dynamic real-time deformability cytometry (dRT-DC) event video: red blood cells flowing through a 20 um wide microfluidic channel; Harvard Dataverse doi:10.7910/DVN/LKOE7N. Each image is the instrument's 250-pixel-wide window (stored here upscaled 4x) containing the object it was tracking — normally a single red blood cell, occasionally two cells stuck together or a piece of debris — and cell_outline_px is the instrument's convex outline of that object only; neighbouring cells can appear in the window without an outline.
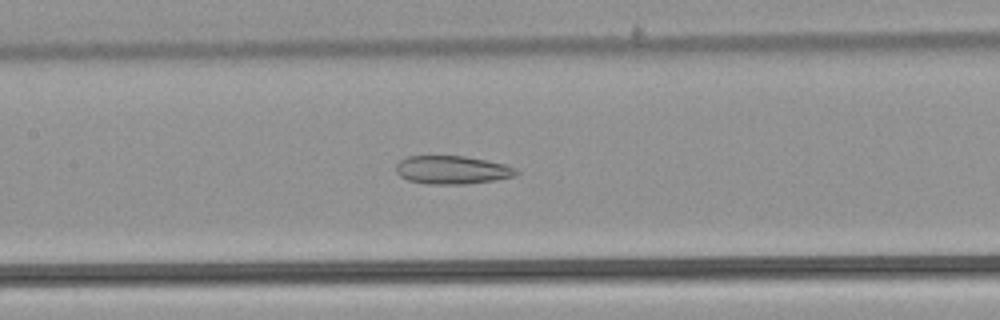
{"species": "common noctule bat (a hibernating species)", "species_latin": "Nyctalus noctula", "temperature_condition": "warm", "stored_images_in_passage": 46, "camera_frame_rate_fps": 3000, "um_per_image_px": 0.085, "animal": {"sex": "male", "body_mass_g": 21.5, "forearm_length_mm": 52.0}, "frame": {"image": 1, "passage_image": 25, "time_ms": 8.0, "image_size_px": [1000, 320], "cell_outline_px": [[520, 172], [516, 176], [496, 180], [464, 184], [428, 184], [408, 180], [400, 176], [396, 172], [396, 164], [400, 160], [408, 156], [464, 156], [508, 164], [516, 168]], "centroid_in_image_um": [38.47, 14.44], "position_along_channel_um": 168.9, "area_um2": 20.0}}
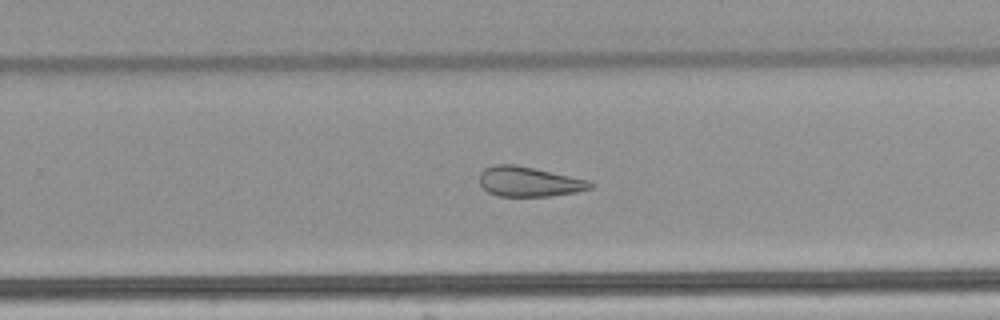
{"frame": {"image": 2, "passage_image": 34, "time_ms": 11.0, "image_size_px": [1000, 320], "cell_outline_px": [[596, 184], [592, 188], [576, 192], [548, 196], [500, 196], [488, 192], [480, 184], [480, 172], [484, 168], [496, 164], [516, 164], [592, 180]], "centroid_in_image_um": [45.02, 15.43], "position_along_channel_um": 284.8, "area_um2": 19.54}}
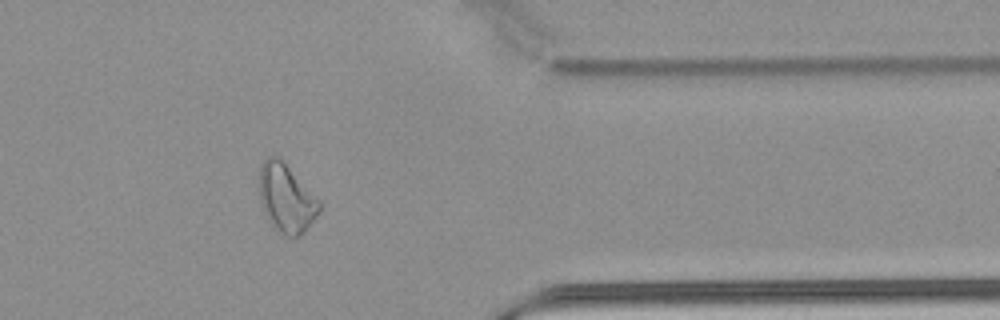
{"frame": {"image": 3, "passage_image": 43, "time_ms": 14.0, "image_size_px": [1000, 320], "cell_outline_px": [[324, 204], [320, 212], [304, 232], [300, 236], [284, 236], [276, 232], [268, 220], [264, 212], [260, 200], [260, 164], [268, 156], [276, 156]], "centroid_in_image_um": [24.35, 16.91], "position_along_channel_um": 387.1, "area_um2": 23.81}}